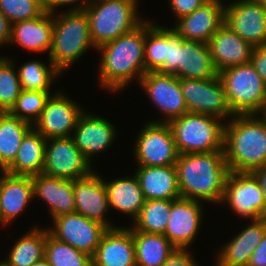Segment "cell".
<instances>
[{
    "instance_id": "obj_1",
    "label": "cell",
    "mask_w": 266,
    "mask_h": 266,
    "mask_svg": "<svg viewBox=\"0 0 266 266\" xmlns=\"http://www.w3.org/2000/svg\"><path fill=\"white\" fill-rule=\"evenodd\" d=\"M144 46L145 20L135 29L98 47L100 87L116 93L128 87L134 79L139 83L146 73Z\"/></svg>"
},
{
    "instance_id": "obj_2",
    "label": "cell",
    "mask_w": 266,
    "mask_h": 266,
    "mask_svg": "<svg viewBox=\"0 0 266 266\" xmlns=\"http://www.w3.org/2000/svg\"><path fill=\"white\" fill-rule=\"evenodd\" d=\"M175 167L181 197L221 204L230 173L224 151L179 154Z\"/></svg>"
},
{
    "instance_id": "obj_3",
    "label": "cell",
    "mask_w": 266,
    "mask_h": 266,
    "mask_svg": "<svg viewBox=\"0 0 266 266\" xmlns=\"http://www.w3.org/2000/svg\"><path fill=\"white\" fill-rule=\"evenodd\" d=\"M224 154L230 172L266 165V121L261 114L234 115L225 123Z\"/></svg>"
},
{
    "instance_id": "obj_4",
    "label": "cell",
    "mask_w": 266,
    "mask_h": 266,
    "mask_svg": "<svg viewBox=\"0 0 266 266\" xmlns=\"http://www.w3.org/2000/svg\"><path fill=\"white\" fill-rule=\"evenodd\" d=\"M53 23L52 46L47 61L62 73L79 60L89 48L95 46L85 11L67 10L61 15L53 13Z\"/></svg>"
},
{
    "instance_id": "obj_5",
    "label": "cell",
    "mask_w": 266,
    "mask_h": 266,
    "mask_svg": "<svg viewBox=\"0 0 266 266\" xmlns=\"http://www.w3.org/2000/svg\"><path fill=\"white\" fill-rule=\"evenodd\" d=\"M134 0H93L84 10L95 49L136 27L146 18L138 16Z\"/></svg>"
},
{
    "instance_id": "obj_6",
    "label": "cell",
    "mask_w": 266,
    "mask_h": 266,
    "mask_svg": "<svg viewBox=\"0 0 266 266\" xmlns=\"http://www.w3.org/2000/svg\"><path fill=\"white\" fill-rule=\"evenodd\" d=\"M220 118L198 113H185L168 124L178 154L224 151L225 122Z\"/></svg>"
},
{
    "instance_id": "obj_7",
    "label": "cell",
    "mask_w": 266,
    "mask_h": 266,
    "mask_svg": "<svg viewBox=\"0 0 266 266\" xmlns=\"http://www.w3.org/2000/svg\"><path fill=\"white\" fill-rule=\"evenodd\" d=\"M234 115L261 114L266 109V84L251 62L218 73Z\"/></svg>"
},
{
    "instance_id": "obj_8",
    "label": "cell",
    "mask_w": 266,
    "mask_h": 266,
    "mask_svg": "<svg viewBox=\"0 0 266 266\" xmlns=\"http://www.w3.org/2000/svg\"><path fill=\"white\" fill-rule=\"evenodd\" d=\"M222 204H229L240 219L266 218V200L261 185L252 172H230L227 176Z\"/></svg>"
},
{
    "instance_id": "obj_9",
    "label": "cell",
    "mask_w": 266,
    "mask_h": 266,
    "mask_svg": "<svg viewBox=\"0 0 266 266\" xmlns=\"http://www.w3.org/2000/svg\"><path fill=\"white\" fill-rule=\"evenodd\" d=\"M134 157L137 166H174L178 152L168 123L149 122L135 139Z\"/></svg>"
},
{
    "instance_id": "obj_10",
    "label": "cell",
    "mask_w": 266,
    "mask_h": 266,
    "mask_svg": "<svg viewBox=\"0 0 266 266\" xmlns=\"http://www.w3.org/2000/svg\"><path fill=\"white\" fill-rule=\"evenodd\" d=\"M180 89L189 113L211 115L224 121L234 116L219 75L210 79H180Z\"/></svg>"
},
{
    "instance_id": "obj_11",
    "label": "cell",
    "mask_w": 266,
    "mask_h": 266,
    "mask_svg": "<svg viewBox=\"0 0 266 266\" xmlns=\"http://www.w3.org/2000/svg\"><path fill=\"white\" fill-rule=\"evenodd\" d=\"M91 164L72 137L46 139L43 174L74 181L89 176L95 170Z\"/></svg>"
},
{
    "instance_id": "obj_12",
    "label": "cell",
    "mask_w": 266,
    "mask_h": 266,
    "mask_svg": "<svg viewBox=\"0 0 266 266\" xmlns=\"http://www.w3.org/2000/svg\"><path fill=\"white\" fill-rule=\"evenodd\" d=\"M148 98L157 107L164 118L152 122L169 123L188 113L184 97L180 89V79L175 75L158 71L146 72L139 81Z\"/></svg>"
},
{
    "instance_id": "obj_13",
    "label": "cell",
    "mask_w": 266,
    "mask_h": 266,
    "mask_svg": "<svg viewBox=\"0 0 266 266\" xmlns=\"http://www.w3.org/2000/svg\"><path fill=\"white\" fill-rule=\"evenodd\" d=\"M47 230L57 240L92 257L103 234L108 229L100 223L74 212L53 218V226Z\"/></svg>"
},
{
    "instance_id": "obj_14",
    "label": "cell",
    "mask_w": 266,
    "mask_h": 266,
    "mask_svg": "<svg viewBox=\"0 0 266 266\" xmlns=\"http://www.w3.org/2000/svg\"><path fill=\"white\" fill-rule=\"evenodd\" d=\"M84 112L71 97L58 91L50 95L33 128L45 139L71 137L80 115Z\"/></svg>"
},
{
    "instance_id": "obj_15",
    "label": "cell",
    "mask_w": 266,
    "mask_h": 266,
    "mask_svg": "<svg viewBox=\"0 0 266 266\" xmlns=\"http://www.w3.org/2000/svg\"><path fill=\"white\" fill-rule=\"evenodd\" d=\"M202 202L183 197L171 200L170 216L164 236L176 249L190 248L198 235L204 218Z\"/></svg>"
},
{
    "instance_id": "obj_16",
    "label": "cell",
    "mask_w": 266,
    "mask_h": 266,
    "mask_svg": "<svg viewBox=\"0 0 266 266\" xmlns=\"http://www.w3.org/2000/svg\"><path fill=\"white\" fill-rule=\"evenodd\" d=\"M224 22L254 47L266 43V6L252 0L225 3Z\"/></svg>"
},
{
    "instance_id": "obj_17",
    "label": "cell",
    "mask_w": 266,
    "mask_h": 266,
    "mask_svg": "<svg viewBox=\"0 0 266 266\" xmlns=\"http://www.w3.org/2000/svg\"><path fill=\"white\" fill-rule=\"evenodd\" d=\"M75 212L89 220L96 221L107 229L116 225L107 220L110 211L107 189L104 179L93 171L89 176L73 181Z\"/></svg>"
},
{
    "instance_id": "obj_18",
    "label": "cell",
    "mask_w": 266,
    "mask_h": 266,
    "mask_svg": "<svg viewBox=\"0 0 266 266\" xmlns=\"http://www.w3.org/2000/svg\"><path fill=\"white\" fill-rule=\"evenodd\" d=\"M117 128L105 118L84 111L72 133L76 147L91 163L92 157L105 152L116 139Z\"/></svg>"
},
{
    "instance_id": "obj_19",
    "label": "cell",
    "mask_w": 266,
    "mask_h": 266,
    "mask_svg": "<svg viewBox=\"0 0 266 266\" xmlns=\"http://www.w3.org/2000/svg\"><path fill=\"white\" fill-rule=\"evenodd\" d=\"M223 0H209L203 6L175 21L173 30L184 40L209 43L213 34L225 23Z\"/></svg>"
},
{
    "instance_id": "obj_20",
    "label": "cell",
    "mask_w": 266,
    "mask_h": 266,
    "mask_svg": "<svg viewBox=\"0 0 266 266\" xmlns=\"http://www.w3.org/2000/svg\"><path fill=\"white\" fill-rule=\"evenodd\" d=\"M218 73L224 69L249 63L254 46L245 41L225 23L208 43Z\"/></svg>"
},
{
    "instance_id": "obj_21",
    "label": "cell",
    "mask_w": 266,
    "mask_h": 266,
    "mask_svg": "<svg viewBox=\"0 0 266 266\" xmlns=\"http://www.w3.org/2000/svg\"><path fill=\"white\" fill-rule=\"evenodd\" d=\"M218 76L209 45L184 40L177 34L176 77L179 79H210Z\"/></svg>"
},
{
    "instance_id": "obj_22",
    "label": "cell",
    "mask_w": 266,
    "mask_h": 266,
    "mask_svg": "<svg viewBox=\"0 0 266 266\" xmlns=\"http://www.w3.org/2000/svg\"><path fill=\"white\" fill-rule=\"evenodd\" d=\"M92 266H136L132 231L121 226L108 229L92 256Z\"/></svg>"
},
{
    "instance_id": "obj_23",
    "label": "cell",
    "mask_w": 266,
    "mask_h": 266,
    "mask_svg": "<svg viewBox=\"0 0 266 266\" xmlns=\"http://www.w3.org/2000/svg\"><path fill=\"white\" fill-rule=\"evenodd\" d=\"M0 225H9L33 200L31 176H15L0 171Z\"/></svg>"
},
{
    "instance_id": "obj_24",
    "label": "cell",
    "mask_w": 266,
    "mask_h": 266,
    "mask_svg": "<svg viewBox=\"0 0 266 266\" xmlns=\"http://www.w3.org/2000/svg\"><path fill=\"white\" fill-rule=\"evenodd\" d=\"M250 221L246 228L221 247L215 263L219 266H247L251 254L266 233V218Z\"/></svg>"
},
{
    "instance_id": "obj_25",
    "label": "cell",
    "mask_w": 266,
    "mask_h": 266,
    "mask_svg": "<svg viewBox=\"0 0 266 266\" xmlns=\"http://www.w3.org/2000/svg\"><path fill=\"white\" fill-rule=\"evenodd\" d=\"M53 13L46 10L41 16L12 24L9 44L31 52L50 53L53 38Z\"/></svg>"
},
{
    "instance_id": "obj_26",
    "label": "cell",
    "mask_w": 266,
    "mask_h": 266,
    "mask_svg": "<svg viewBox=\"0 0 266 266\" xmlns=\"http://www.w3.org/2000/svg\"><path fill=\"white\" fill-rule=\"evenodd\" d=\"M34 198L44 201L51 218L75 212L73 180L56 178L45 174L32 177Z\"/></svg>"
},
{
    "instance_id": "obj_27",
    "label": "cell",
    "mask_w": 266,
    "mask_h": 266,
    "mask_svg": "<svg viewBox=\"0 0 266 266\" xmlns=\"http://www.w3.org/2000/svg\"><path fill=\"white\" fill-rule=\"evenodd\" d=\"M137 167L135 175L146 200H174L181 197L175 165Z\"/></svg>"
},
{
    "instance_id": "obj_28",
    "label": "cell",
    "mask_w": 266,
    "mask_h": 266,
    "mask_svg": "<svg viewBox=\"0 0 266 266\" xmlns=\"http://www.w3.org/2000/svg\"><path fill=\"white\" fill-rule=\"evenodd\" d=\"M104 184L110 209L131 216L133 223L146 201L135 173L132 176L120 177L108 182L104 180Z\"/></svg>"
},
{
    "instance_id": "obj_29",
    "label": "cell",
    "mask_w": 266,
    "mask_h": 266,
    "mask_svg": "<svg viewBox=\"0 0 266 266\" xmlns=\"http://www.w3.org/2000/svg\"><path fill=\"white\" fill-rule=\"evenodd\" d=\"M46 139L32 128L23 138L17 156L5 170L15 176H35L43 173Z\"/></svg>"
},
{
    "instance_id": "obj_30",
    "label": "cell",
    "mask_w": 266,
    "mask_h": 266,
    "mask_svg": "<svg viewBox=\"0 0 266 266\" xmlns=\"http://www.w3.org/2000/svg\"><path fill=\"white\" fill-rule=\"evenodd\" d=\"M33 128L29 122L0 112V170L5 171L15 160L24 136Z\"/></svg>"
},
{
    "instance_id": "obj_31",
    "label": "cell",
    "mask_w": 266,
    "mask_h": 266,
    "mask_svg": "<svg viewBox=\"0 0 266 266\" xmlns=\"http://www.w3.org/2000/svg\"><path fill=\"white\" fill-rule=\"evenodd\" d=\"M46 229L34 227L11 247L8 257L0 261L1 266H31L45 256Z\"/></svg>"
},
{
    "instance_id": "obj_32",
    "label": "cell",
    "mask_w": 266,
    "mask_h": 266,
    "mask_svg": "<svg viewBox=\"0 0 266 266\" xmlns=\"http://www.w3.org/2000/svg\"><path fill=\"white\" fill-rule=\"evenodd\" d=\"M136 266H161L176 249L163 235L132 231Z\"/></svg>"
},
{
    "instance_id": "obj_33",
    "label": "cell",
    "mask_w": 266,
    "mask_h": 266,
    "mask_svg": "<svg viewBox=\"0 0 266 266\" xmlns=\"http://www.w3.org/2000/svg\"><path fill=\"white\" fill-rule=\"evenodd\" d=\"M171 200H146L131 231L163 234L169 221Z\"/></svg>"
},
{
    "instance_id": "obj_34",
    "label": "cell",
    "mask_w": 266,
    "mask_h": 266,
    "mask_svg": "<svg viewBox=\"0 0 266 266\" xmlns=\"http://www.w3.org/2000/svg\"><path fill=\"white\" fill-rule=\"evenodd\" d=\"M18 71L22 90L50 91L53 81L61 72L49 61L48 66L40 60H30Z\"/></svg>"
},
{
    "instance_id": "obj_35",
    "label": "cell",
    "mask_w": 266,
    "mask_h": 266,
    "mask_svg": "<svg viewBox=\"0 0 266 266\" xmlns=\"http://www.w3.org/2000/svg\"><path fill=\"white\" fill-rule=\"evenodd\" d=\"M166 27L145 19L144 59L146 72L157 71L165 62Z\"/></svg>"
},
{
    "instance_id": "obj_36",
    "label": "cell",
    "mask_w": 266,
    "mask_h": 266,
    "mask_svg": "<svg viewBox=\"0 0 266 266\" xmlns=\"http://www.w3.org/2000/svg\"><path fill=\"white\" fill-rule=\"evenodd\" d=\"M45 257L51 266H92V257L51 236L46 229Z\"/></svg>"
},
{
    "instance_id": "obj_37",
    "label": "cell",
    "mask_w": 266,
    "mask_h": 266,
    "mask_svg": "<svg viewBox=\"0 0 266 266\" xmlns=\"http://www.w3.org/2000/svg\"><path fill=\"white\" fill-rule=\"evenodd\" d=\"M50 91L22 90L9 113L33 125L40 117Z\"/></svg>"
},
{
    "instance_id": "obj_38",
    "label": "cell",
    "mask_w": 266,
    "mask_h": 266,
    "mask_svg": "<svg viewBox=\"0 0 266 266\" xmlns=\"http://www.w3.org/2000/svg\"><path fill=\"white\" fill-rule=\"evenodd\" d=\"M15 67V59L11 58L0 66V112H9L22 91Z\"/></svg>"
},
{
    "instance_id": "obj_39",
    "label": "cell",
    "mask_w": 266,
    "mask_h": 266,
    "mask_svg": "<svg viewBox=\"0 0 266 266\" xmlns=\"http://www.w3.org/2000/svg\"><path fill=\"white\" fill-rule=\"evenodd\" d=\"M0 11L13 24L41 16L46 11V0H0Z\"/></svg>"
},
{
    "instance_id": "obj_40",
    "label": "cell",
    "mask_w": 266,
    "mask_h": 266,
    "mask_svg": "<svg viewBox=\"0 0 266 266\" xmlns=\"http://www.w3.org/2000/svg\"><path fill=\"white\" fill-rule=\"evenodd\" d=\"M176 56L177 33L166 26V57L164 64L157 71L176 76Z\"/></svg>"
},
{
    "instance_id": "obj_41",
    "label": "cell",
    "mask_w": 266,
    "mask_h": 266,
    "mask_svg": "<svg viewBox=\"0 0 266 266\" xmlns=\"http://www.w3.org/2000/svg\"><path fill=\"white\" fill-rule=\"evenodd\" d=\"M169 6L174 13L175 21L182 16L192 13L203 6L209 0H168Z\"/></svg>"
},
{
    "instance_id": "obj_42",
    "label": "cell",
    "mask_w": 266,
    "mask_h": 266,
    "mask_svg": "<svg viewBox=\"0 0 266 266\" xmlns=\"http://www.w3.org/2000/svg\"><path fill=\"white\" fill-rule=\"evenodd\" d=\"M188 249H175L161 266H199Z\"/></svg>"
},
{
    "instance_id": "obj_43",
    "label": "cell",
    "mask_w": 266,
    "mask_h": 266,
    "mask_svg": "<svg viewBox=\"0 0 266 266\" xmlns=\"http://www.w3.org/2000/svg\"><path fill=\"white\" fill-rule=\"evenodd\" d=\"M92 1L93 0H46V10L51 13H56L57 11H59L58 7L61 8V6L67 7V5H71L68 11H84Z\"/></svg>"
},
{
    "instance_id": "obj_44",
    "label": "cell",
    "mask_w": 266,
    "mask_h": 266,
    "mask_svg": "<svg viewBox=\"0 0 266 266\" xmlns=\"http://www.w3.org/2000/svg\"><path fill=\"white\" fill-rule=\"evenodd\" d=\"M250 62L266 84V43L254 47Z\"/></svg>"
},
{
    "instance_id": "obj_45",
    "label": "cell",
    "mask_w": 266,
    "mask_h": 266,
    "mask_svg": "<svg viewBox=\"0 0 266 266\" xmlns=\"http://www.w3.org/2000/svg\"><path fill=\"white\" fill-rule=\"evenodd\" d=\"M247 266H266V233L251 254Z\"/></svg>"
},
{
    "instance_id": "obj_46",
    "label": "cell",
    "mask_w": 266,
    "mask_h": 266,
    "mask_svg": "<svg viewBox=\"0 0 266 266\" xmlns=\"http://www.w3.org/2000/svg\"><path fill=\"white\" fill-rule=\"evenodd\" d=\"M12 23L0 11V47L9 44L11 38Z\"/></svg>"
},
{
    "instance_id": "obj_47",
    "label": "cell",
    "mask_w": 266,
    "mask_h": 266,
    "mask_svg": "<svg viewBox=\"0 0 266 266\" xmlns=\"http://www.w3.org/2000/svg\"><path fill=\"white\" fill-rule=\"evenodd\" d=\"M258 179L266 200V165L252 172Z\"/></svg>"
},
{
    "instance_id": "obj_48",
    "label": "cell",
    "mask_w": 266,
    "mask_h": 266,
    "mask_svg": "<svg viewBox=\"0 0 266 266\" xmlns=\"http://www.w3.org/2000/svg\"><path fill=\"white\" fill-rule=\"evenodd\" d=\"M31 266H51V265L49 264V261L47 260V258L44 256L43 258L37 260Z\"/></svg>"
},
{
    "instance_id": "obj_49",
    "label": "cell",
    "mask_w": 266,
    "mask_h": 266,
    "mask_svg": "<svg viewBox=\"0 0 266 266\" xmlns=\"http://www.w3.org/2000/svg\"><path fill=\"white\" fill-rule=\"evenodd\" d=\"M260 5L266 6V0H252Z\"/></svg>"
},
{
    "instance_id": "obj_50",
    "label": "cell",
    "mask_w": 266,
    "mask_h": 266,
    "mask_svg": "<svg viewBox=\"0 0 266 266\" xmlns=\"http://www.w3.org/2000/svg\"><path fill=\"white\" fill-rule=\"evenodd\" d=\"M7 57H0V66L7 60Z\"/></svg>"
},
{
    "instance_id": "obj_51",
    "label": "cell",
    "mask_w": 266,
    "mask_h": 266,
    "mask_svg": "<svg viewBox=\"0 0 266 266\" xmlns=\"http://www.w3.org/2000/svg\"><path fill=\"white\" fill-rule=\"evenodd\" d=\"M261 114H262L263 118H264L265 121H266V109H265Z\"/></svg>"
}]
</instances>
